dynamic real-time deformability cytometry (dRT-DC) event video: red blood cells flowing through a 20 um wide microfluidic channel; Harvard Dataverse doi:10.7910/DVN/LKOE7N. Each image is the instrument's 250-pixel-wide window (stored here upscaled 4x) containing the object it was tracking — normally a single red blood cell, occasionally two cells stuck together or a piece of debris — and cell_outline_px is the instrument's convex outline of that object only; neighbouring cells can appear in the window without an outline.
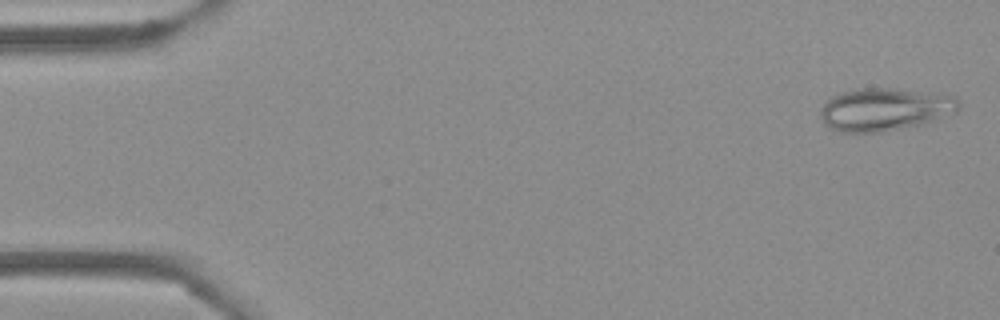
{"species": "Egyptian fruit bat (a non-hibernating species)", "species_latin": "Rousettus aegyptiacus", "temperature_condition": "cold", "stored_images_in_passage": 53, "camera_frame_rate_fps": 3000, "um_per_image_px": 0.085, "frame": {"image": 1, "passage_image": 2, "time_ms": 0.333, "image_size_px": [1000, 320], "cell_outline_px": [[960, 108], [956, 112], [920, 124], [880, 132], [840, 132], [828, 128], [824, 124], [820, 116], [820, 112], [824, 104], [832, 96], [840, 92], [856, 88], [884, 88], [956, 96], [960, 100]], "centroid_in_image_um": [75.16, 9.3], "position_along_channel_um": 9.8, "area_um2": 34.16}}
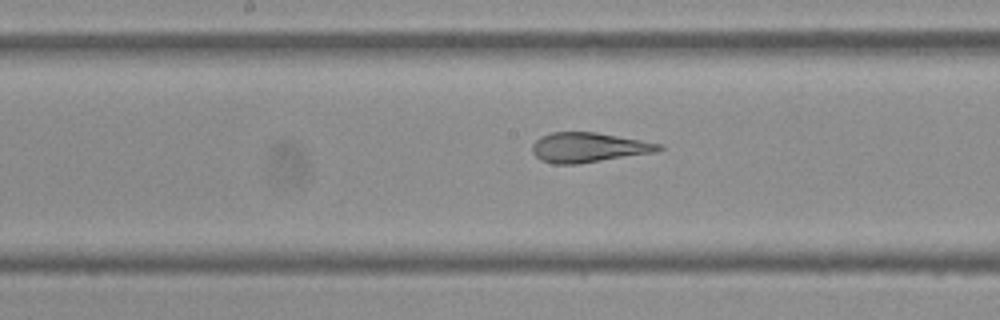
{"frame": {"image": 2, "passage_image": 27, "time_ms": 8.667, "image_size_px": [1000, 320], "cell_outline_px": [[664, 148], [656, 152], [576, 164], [552, 164], [540, 160], [532, 152], [532, 144], [540, 136], [552, 132], [596, 132], [664, 144]], "centroid_in_image_um": [50.02, 12.53], "position_along_channel_um": 198.2, "area_um2": 22.02}}
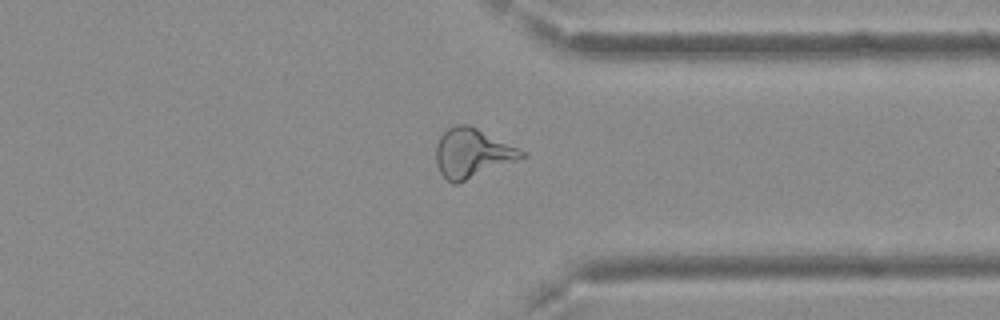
{"frame": {"image": 3, "passage_image": 41, "time_ms": 13.333, "image_size_px": [1000, 320], "cell_outline_px": [[528, 156], [456, 184], [452, 184], [440, 172], [436, 164], [436, 144], [440, 136], [448, 128], [456, 124], [468, 124], [528, 152]], "centroid_in_image_um": [40.15, 13.01], "position_along_channel_um": 371.2, "area_um2": 24.51}, "authors_computed_cell_mechanics": {"area_um2": 24.1026, "velocity_mm_per_s": 3.7606, "shape_relaxation_time_tau1_ms": null, "shape_relaxation_time_tau2_ms": 1.6843, "deformation_change_tau1": null, "deformation_change_tau2": 0.0703}}